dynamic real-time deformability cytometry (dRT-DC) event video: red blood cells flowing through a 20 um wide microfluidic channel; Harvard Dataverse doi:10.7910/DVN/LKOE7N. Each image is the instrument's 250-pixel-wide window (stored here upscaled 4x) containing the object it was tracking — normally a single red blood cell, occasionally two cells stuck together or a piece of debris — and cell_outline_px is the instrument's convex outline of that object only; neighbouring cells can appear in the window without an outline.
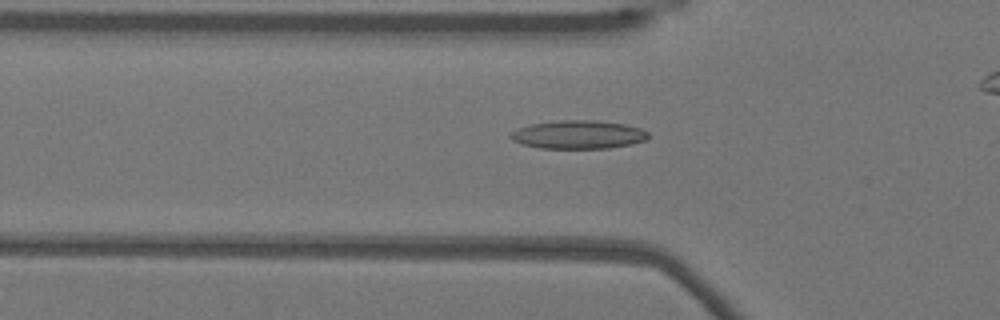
{"species": "Egyptian fruit bat (a non-hibernating species)", "species_latin": "Rousettus aegyptiacus", "temperature_condition": "warm", "stored_images_in_passage": 43, "camera_frame_rate_fps": 3000, "um_per_image_px": 0.085, "animal": {"sex": "female"}, "frame": {"image": 1, "passage_image": 17, "time_ms": 5.333, "image_size_px": [1000, 320], "cell_outline_px": [[648, 136], [644, 140], [632, 144], [608, 148], [540, 148], [520, 144], [512, 140], [508, 136], [512, 132], [528, 124], [560, 120], [596, 120], [624, 124], [640, 128], [648, 132]], "centroid_in_image_um": [49.12, 11.44], "position_along_channel_um": 76.7, "area_um2": 22.77}}
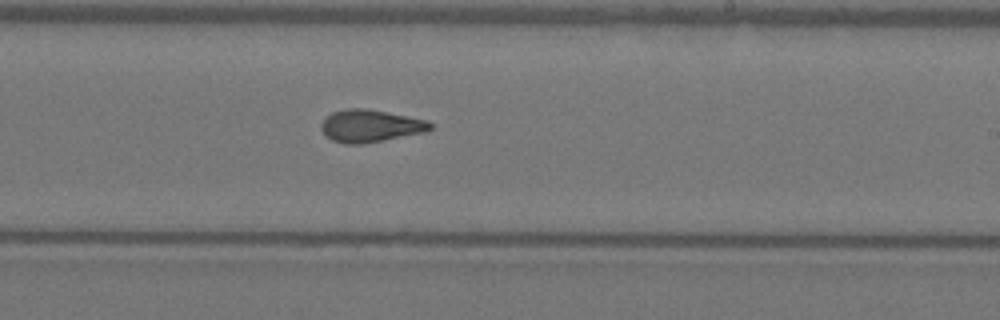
{"frame": {"image": 2, "passage_image": 31, "time_ms": 10.0, "image_size_px": [1000, 320], "cell_outline_px": [[432, 128], [428, 132], [364, 144], [344, 144], [332, 140], [320, 128], [320, 124], [332, 112], [344, 108], [368, 108], [428, 120], [432, 124]], "centroid_in_image_um": [31.51, 10.7], "position_along_channel_um": 257.5, "area_um2": 20.87}}
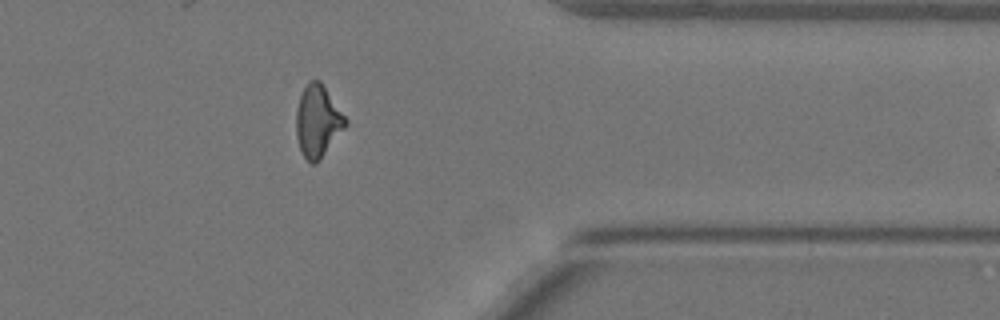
{"frame": {"image": 3, "passage_image": 42, "time_ms": 13.667, "image_size_px": [1000, 320], "cell_outline_px": [[348, 124], [320, 160], [316, 164], [312, 164], [300, 152], [296, 136], [296, 108], [300, 96], [308, 80], [320, 80], [348, 120]], "centroid_in_image_um": [27.0, 10.31], "position_along_channel_um": 384.4, "area_um2": 20.81}}